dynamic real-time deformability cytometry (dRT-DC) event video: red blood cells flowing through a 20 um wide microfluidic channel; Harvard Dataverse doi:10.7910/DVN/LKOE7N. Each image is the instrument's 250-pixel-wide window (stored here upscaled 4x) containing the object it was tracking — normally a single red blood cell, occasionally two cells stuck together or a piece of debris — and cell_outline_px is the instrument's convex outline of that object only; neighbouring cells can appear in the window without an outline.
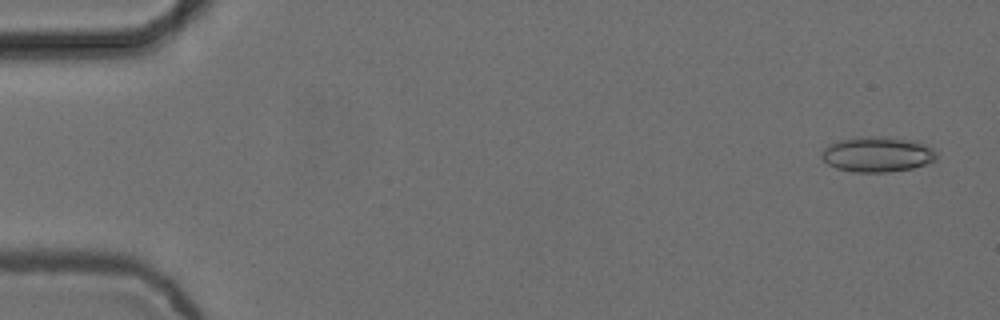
{"species": "common noctule bat (a hibernating species)", "species_latin": "Nyctalus noctula", "temperature_condition": "cold", "stored_images_in_passage": 4, "camera_frame_rate_fps": 3000, "um_per_image_px": 0.085, "animal": {"sex": "female", "body_mass_g": 24.6, "forearm_length_mm": 56.2}, "frame": {"image": 1, "passage_image": 1, "time_ms": 0.0, "image_size_px": [1000, 320], "cell_outline_px": [[936, 160], [912, 168], [888, 172], [856, 172], [836, 168], [828, 164], [820, 156], [820, 152], [824, 148], [840, 140], [860, 136], [884, 136], [916, 140], [932, 148], [936, 152]], "centroid_in_image_um": [74.58, 13.1], "position_along_channel_um": 10.4, "area_um2": 23.7}}